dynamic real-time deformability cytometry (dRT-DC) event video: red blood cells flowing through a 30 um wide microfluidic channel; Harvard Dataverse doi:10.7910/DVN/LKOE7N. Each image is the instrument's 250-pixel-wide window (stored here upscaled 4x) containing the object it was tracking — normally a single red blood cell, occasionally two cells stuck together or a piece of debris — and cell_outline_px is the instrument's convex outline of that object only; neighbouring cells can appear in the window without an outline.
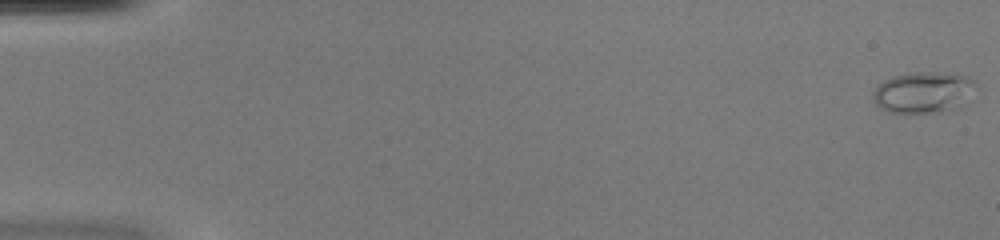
{"species": "common noctule bat (a hibernating species)", "species_latin": "Nyctalus noctula", "temperature_condition": "warm", "stored_images_in_passage": 52, "camera_frame_rate_fps": 3000, "um_per_image_px": 0.085, "animal": {"sex": "female", "body_mass_g": 20.0, "forearm_length_mm": 54.0}, "frame": {"image": 1, "passage_image": 1, "time_ms": 0.0, "image_size_px": [1000, 240], "cell_outline_px": [[976, 84], [968, 104], [960, 108], [948, 112], [888, 112], [880, 108], [876, 104], [872, 96], [872, 92], [876, 84], [892, 76], [912, 72], [956, 72], [968, 76], [976, 80]], "centroid_in_image_um": [78.56, 7.84], "position_along_channel_um": 6.4, "area_um2": 25.66}}
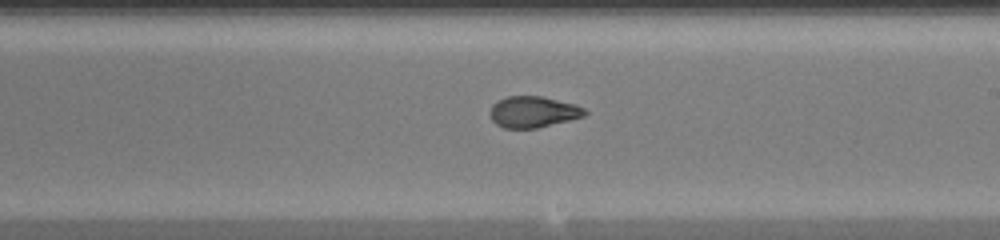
{"frame": {"image": 2, "passage_image": 31, "time_ms": 10.0, "image_size_px": [1000, 240], "cell_outline_px": [[588, 112], [584, 116], [536, 128], [504, 128], [496, 124], [492, 120], [488, 112], [492, 104], [508, 96], [540, 96], [576, 104], [584, 108]], "centroid_in_image_um": [45.29, 9.51], "position_along_channel_um": 243.7, "area_um2": 17.17}}
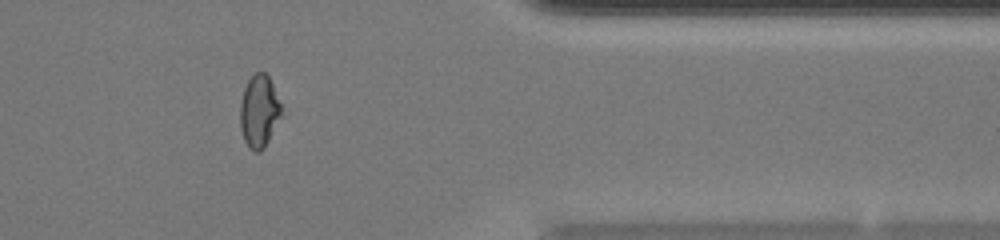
{"frame": {"image": 3, "passage_image": 43, "time_ms": 14.0, "image_size_px": [1000, 240], "cell_outline_px": [[288, 112], [264, 148], [260, 152], [256, 152], [248, 148], [244, 140], [240, 128], [240, 104], [244, 88], [248, 80], [256, 72], [264, 72], [268, 76]], "centroid_in_image_um": [22.12, 9.49], "position_along_channel_um": 389.3, "area_um2": 18.5}, "authors_computed_cell_mechanics": {"area_um2": 18.4382, "velocity_mm_per_s": 4.0623, "shape_relaxation_time_tau1_ms": null, "shape_relaxation_time_tau2_ms": 1.291, "deformation_change_tau1": null, "deformation_change_tau2": 0.0709}}